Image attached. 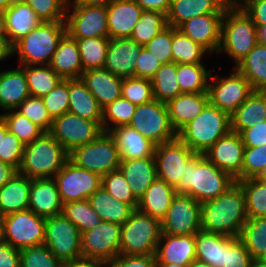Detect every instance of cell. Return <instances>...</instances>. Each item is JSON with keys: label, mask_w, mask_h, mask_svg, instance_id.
<instances>
[{"label": "cell", "mask_w": 266, "mask_h": 267, "mask_svg": "<svg viewBox=\"0 0 266 267\" xmlns=\"http://www.w3.org/2000/svg\"><path fill=\"white\" fill-rule=\"evenodd\" d=\"M201 231L239 237L248 219L245 196L235 182L219 197L201 203Z\"/></svg>", "instance_id": "obj_1"}, {"label": "cell", "mask_w": 266, "mask_h": 267, "mask_svg": "<svg viewBox=\"0 0 266 267\" xmlns=\"http://www.w3.org/2000/svg\"><path fill=\"white\" fill-rule=\"evenodd\" d=\"M236 181L217 168L204 154H195L186 164L183 176L175 188L176 194H186L200 204L215 199Z\"/></svg>", "instance_id": "obj_2"}, {"label": "cell", "mask_w": 266, "mask_h": 267, "mask_svg": "<svg viewBox=\"0 0 266 267\" xmlns=\"http://www.w3.org/2000/svg\"><path fill=\"white\" fill-rule=\"evenodd\" d=\"M230 131L231 115L209 103L177 133V137L193 152L204 154L219 138Z\"/></svg>", "instance_id": "obj_3"}, {"label": "cell", "mask_w": 266, "mask_h": 267, "mask_svg": "<svg viewBox=\"0 0 266 267\" xmlns=\"http://www.w3.org/2000/svg\"><path fill=\"white\" fill-rule=\"evenodd\" d=\"M69 159V153L49 133L24 147L21 166L18 170L28 178H54Z\"/></svg>", "instance_id": "obj_4"}, {"label": "cell", "mask_w": 266, "mask_h": 267, "mask_svg": "<svg viewBox=\"0 0 266 267\" xmlns=\"http://www.w3.org/2000/svg\"><path fill=\"white\" fill-rule=\"evenodd\" d=\"M65 33V21L42 22L12 46V55H18L19 66L49 65Z\"/></svg>", "instance_id": "obj_5"}, {"label": "cell", "mask_w": 266, "mask_h": 267, "mask_svg": "<svg viewBox=\"0 0 266 267\" xmlns=\"http://www.w3.org/2000/svg\"><path fill=\"white\" fill-rule=\"evenodd\" d=\"M256 44L257 30L252 19L240 6L228 7L222 18L218 55L223 52L228 54L235 61V67Z\"/></svg>", "instance_id": "obj_6"}, {"label": "cell", "mask_w": 266, "mask_h": 267, "mask_svg": "<svg viewBox=\"0 0 266 267\" xmlns=\"http://www.w3.org/2000/svg\"><path fill=\"white\" fill-rule=\"evenodd\" d=\"M161 235V221L136 209L121 225L119 254L155 255Z\"/></svg>", "instance_id": "obj_7"}, {"label": "cell", "mask_w": 266, "mask_h": 267, "mask_svg": "<svg viewBox=\"0 0 266 267\" xmlns=\"http://www.w3.org/2000/svg\"><path fill=\"white\" fill-rule=\"evenodd\" d=\"M69 159L78 167L101 177L119 170L121 160L114 137L105 131L90 143L76 147L69 153Z\"/></svg>", "instance_id": "obj_8"}, {"label": "cell", "mask_w": 266, "mask_h": 267, "mask_svg": "<svg viewBox=\"0 0 266 267\" xmlns=\"http://www.w3.org/2000/svg\"><path fill=\"white\" fill-rule=\"evenodd\" d=\"M128 126L138 131L155 146L177 138V133L169 120L167 104L155 99L137 106Z\"/></svg>", "instance_id": "obj_9"}, {"label": "cell", "mask_w": 266, "mask_h": 267, "mask_svg": "<svg viewBox=\"0 0 266 267\" xmlns=\"http://www.w3.org/2000/svg\"><path fill=\"white\" fill-rule=\"evenodd\" d=\"M4 241L16 249L44 244L45 218L27 209L1 218Z\"/></svg>", "instance_id": "obj_10"}, {"label": "cell", "mask_w": 266, "mask_h": 267, "mask_svg": "<svg viewBox=\"0 0 266 267\" xmlns=\"http://www.w3.org/2000/svg\"><path fill=\"white\" fill-rule=\"evenodd\" d=\"M44 244L64 264L81 258V233L63 214L45 218Z\"/></svg>", "instance_id": "obj_11"}, {"label": "cell", "mask_w": 266, "mask_h": 267, "mask_svg": "<svg viewBox=\"0 0 266 267\" xmlns=\"http://www.w3.org/2000/svg\"><path fill=\"white\" fill-rule=\"evenodd\" d=\"M101 121L83 119L68 111L53 119L49 133L71 153L76 147L95 140L103 132Z\"/></svg>", "instance_id": "obj_12"}, {"label": "cell", "mask_w": 266, "mask_h": 267, "mask_svg": "<svg viewBox=\"0 0 266 267\" xmlns=\"http://www.w3.org/2000/svg\"><path fill=\"white\" fill-rule=\"evenodd\" d=\"M63 204L88 199L101 187L102 177L78 167L70 159L54 177Z\"/></svg>", "instance_id": "obj_13"}, {"label": "cell", "mask_w": 266, "mask_h": 267, "mask_svg": "<svg viewBox=\"0 0 266 267\" xmlns=\"http://www.w3.org/2000/svg\"><path fill=\"white\" fill-rule=\"evenodd\" d=\"M253 91L249 81L235 68L234 72L223 78L217 73L213 76L211 72L208 82L209 102L230 115Z\"/></svg>", "instance_id": "obj_14"}, {"label": "cell", "mask_w": 266, "mask_h": 267, "mask_svg": "<svg viewBox=\"0 0 266 267\" xmlns=\"http://www.w3.org/2000/svg\"><path fill=\"white\" fill-rule=\"evenodd\" d=\"M201 204L186 194H176L164 218L162 234L195 235L201 230Z\"/></svg>", "instance_id": "obj_15"}, {"label": "cell", "mask_w": 266, "mask_h": 267, "mask_svg": "<svg viewBox=\"0 0 266 267\" xmlns=\"http://www.w3.org/2000/svg\"><path fill=\"white\" fill-rule=\"evenodd\" d=\"M120 241L121 225L101 221L95 228L81 234V255L109 263L119 255Z\"/></svg>", "instance_id": "obj_16"}, {"label": "cell", "mask_w": 266, "mask_h": 267, "mask_svg": "<svg viewBox=\"0 0 266 267\" xmlns=\"http://www.w3.org/2000/svg\"><path fill=\"white\" fill-rule=\"evenodd\" d=\"M65 23L74 39L108 37L106 6H67Z\"/></svg>", "instance_id": "obj_17"}, {"label": "cell", "mask_w": 266, "mask_h": 267, "mask_svg": "<svg viewBox=\"0 0 266 267\" xmlns=\"http://www.w3.org/2000/svg\"><path fill=\"white\" fill-rule=\"evenodd\" d=\"M178 137L170 142L155 146L154 159L157 178L176 188L183 176L187 162L195 155Z\"/></svg>", "instance_id": "obj_18"}, {"label": "cell", "mask_w": 266, "mask_h": 267, "mask_svg": "<svg viewBox=\"0 0 266 267\" xmlns=\"http://www.w3.org/2000/svg\"><path fill=\"white\" fill-rule=\"evenodd\" d=\"M244 148L240 134L230 131L219 138L204 155L237 182L241 180Z\"/></svg>", "instance_id": "obj_19"}, {"label": "cell", "mask_w": 266, "mask_h": 267, "mask_svg": "<svg viewBox=\"0 0 266 267\" xmlns=\"http://www.w3.org/2000/svg\"><path fill=\"white\" fill-rule=\"evenodd\" d=\"M142 45L131 38H110L104 69L122 79L135 77Z\"/></svg>", "instance_id": "obj_20"}, {"label": "cell", "mask_w": 266, "mask_h": 267, "mask_svg": "<svg viewBox=\"0 0 266 267\" xmlns=\"http://www.w3.org/2000/svg\"><path fill=\"white\" fill-rule=\"evenodd\" d=\"M224 14H205L182 23L178 29L201 45L210 54L218 53Z\"/></svg>", "instance_id": "obj_21"}, {"label": "cell", "mask_w": 266, "mask_h": 267, "mask_svg": "<svg viewBox=\"0 0 266 267\" xmlns=\"http://www.w3.org/2000/svg\"><path fill=\"white\" fill-rule=\"evenodd\" d=\"M28 209L43 218L62 214L63 203L54 178L31 179Z\"/></svg>", "instance_id": "obj_22"}, {"label": "cell", "mask_w": 266, "mask_h": 267, "mask_svg": "<svg viewBox=\"0 0 266 267\" xmlns=\"http://www.w3.org/2000/svg\"><path fill=\"white\" fill-rule=\"evenodd\" d=\"M155 258L156 263L188 266L196 259L195 235L162 234Z\"/></svg>", "instance_id": "obj_23"}, {"label": "cell", "mask_w": 266, "mask_h": 267, "mask_svg": "<svg viewBox=\"0 0 266 267\" xmlns=\"http://www.w3.org/2000/svg\"><path fill=\"white\" fill-rule=\"evenodd\" d=\"M106 7L108 38H130L143 9L134 0H113Z\"/></svg>", "instance_id": "obj_24"}, {"label": "cell", "mask_w": 266, "mask_h": 267, "mask_svg": "<svg viewBox=\"0 0 266 267\" xmlns=\"http://www.w3.org/2000/svg\"><path fill=\"white\" fill-rule=\"evenodd\" d=\"M119 170L124 175L134 197L139 200L157 179L154 156L138 159H121Z\"/></svg>", "instance_id": "obj_25"}, {"label": "cell", "mask_w": 266, "mask_h": 267, "mask_svg": "<svg viewBox=\"0 0 266 267\" xmlns=\"http://www.w3.org/2000/svg\"><path fill=\"white\" fill-rule=\"evenodd\" d=\"M80 78L102 109L121 97L123 79L104 68L83 71Z\"/></svg>", "instance_id": "obj_26"}, {"label": "cell", "mask_w": 266, "mask_h": 267, "mask_svg": "<svg viewBox=\"0 0 266 267\" xmlns=\"http://www.w3.org/2000/svg\"><path fill=\"white\" fill-rule=\"evenodd\" d=\"M208 92L182 93L167 103L169 120L178 133L209 104Z\"/></svg>", "instance_id": "obj_27"}, {"label": "cell", "mask_w": 266, "mask_h": 267, "mask_svg": "<svg viewBox=\"0 0 266 267\" xmlns=\"http://www.w3.org/2000/svg\"><path fill=\"white\" fill-rule=\"evenodd\" d=\"M228 7L221 0H171L167 26L178 28L185 21L205 14H224Z\"/></svg>", "instance_id": "obj_28"}, {"label": "cell", "mask_w": 266, "mask_h": 267, "mask_svg": "<svg viewBox=\"0 0 266 267\" xmlns=\"http://www.w3.org/2000/svg\"><path fill=\"white\" fill-rule=\"evenodd\" d=\"M49 66L64 80L81 77L84 70L78 45L67 32L60 39Z\"/></svg>", "instance_id": "obj_29"}, {"label": "cell", "mask_w": 266, "mask_h": 267, "mask_svg": "<svg viewBox=\"0 0 266 267\" xmlns=\"http://www.w3.org/2000/svg\"><path fill=\"white\" fill-rule=\"evenodd\" d=\"M29 96L27 78L20 66L0 71V108L4 112L15 110Z\"/></svg>", "instance_id": "obj_30"}, {"label": "cell", "mask_w": 266, "mask_h": 267, "mask_svg": "<svg viewBox=\"0 0 266 267\" xmlns=\"http://www.w3.org/2000/svg\"><path fill=\"white\" fill-rule=\"evenodd\" d=\"M31 178L16 172L0 188V218L28 209Z\"/></svg>", "instance_id": "obj_31"}, {"label": "cell", "mask_w": 266, "mask_h": 267, "mask_svg": "<svg viewBox=\"0 0 266 267\" xmlns=\"http://www.w3.org/2000/svg\"><path fill=\"white\" fill-rule=\"evenodd\" d=\"M7 38L11 46L42 23L32 8L25 2L10 5L4 11Z\"/></svg>", "instance_id": "obj_32"}, {"label": "cell", "mask_w": 266, "mask_h": 267, "mask_svg": "<svg viewBox=\"0 0 266 267\" xmlns=\"http://www.w3.org/2000/svg\"><path fill=\"white\" fill-rule=\"evenodd\" d=\"M119 150L120 159L154 156L155 145L130 126H119L110 131Z\"/></svg>", "instance_id": "obj_33"}, {"label": "cell", "mask_w": 266, "mask_h": 267, "mask_svg": "<svg viewBox=\"0 0 266 267\" xmlns=\"http://www.w3.org/2000/svg\"><path fill=\"white\" fill-rule=\"evenodd\" d=\"M175 195V188L157 178L138 200L137 210L161 221Z\"/></svg>", "instance_id": "obj_34"}, {"label": "cell", "mask_w": 266, "mask_h": 267, "mask_svg": "<svg viewBox=\"0 0 266 267\" xmlns=\"http://www.w3.org/2000/svg\"><path fill=\"white\" fill-rule=\"evenodd\" d=\"M87 200L101 221L122 225L135 211L129 204L119 201L110 195L102 186Z\"/></svg>", "instance_id": "obj_35"}, {"label": "cell", "mask_w": 266, "mask_h": 267, "mask_svg": "<svg viewBox=\"0 0 266 267\" xmlns=\"http://www.w3.org/2000/svg\"><path fill=\"white\" fill-rule=\"evenodd\" d=\"M266 120V99L261 91H253L231 114V131L240 134L257 122Z\"/></svg>", "instance_id": "obj_36"}, {"label": "cell", "mask_w": 266, "mask_h": 267, "mask_svg": "<svg viewBox=\"0 0 266 267\" xmlns=\"http://www.w3.org/2000/svg\"><path fill=\"white\" fill-rule=\"evenodd\" d=\"M69 112L87 120H102V108L81 78L69 79Z\"/></svg>", "instance_id": "obj_37"}, {"label": "cell", "mask_w": 266, "mask_h": 267, "mask_svg": "<svg viewBox=\"0 0 266 267\" xmlns=\"http://www.w3.org/2000/svg\"><path fill=\"white\" fill-rule=\"evenodd\" d=\"M234 68L249 81L253 90L266 89V45L257 43Z\"/></svg>", "instance_id": "obj_38"}, {"label": "cell", "mask_w": 266, "mask_h": 267, "mask_svg": "<svg viewBox=\"0 0 266 267\" xmlns=\"http://www.w3.org/2000/svg\"><path fill=\"white\" fill-rule=\"evenodd\" d=\"M196 260L211 267H224L225 236L198 231L195 234Z\"/></svg>", "instance_id": "obj_39"}, {"label": "cell", "mask_w": 266, "mask_h": 267, "mask_svg": "<svg viewBox=\"0 0 266 267\" xmlns=\"http://www.w3.org/2000/svg\"><path fill=\"white\" fill-rule=\"evenodd\" d=\"M20 67L25 72L31 96L42 98L62 80L49 65H27Z\"/></svg>", "instance_id": "obj_40"}, {"label": "cell", "mask_w": 266, "mask_h": 267, "mask_svg": "<svg viewBox=\"0 0 266 267\" xmlns=\"http://www.w3.org/2000/svg\"><path fill=\"white\" fill-rule=\"evenodd\" d=\"M172 62L176 64H198L209 53L178 28L172 27Z\"/></svg>", "instance_id": "obj_41"}, {"label": "cell", "mask_w": 266, "mask_h": 267, "mask_svg": "<svg viewBox=\"0 0 266 267\" xmlns=\"http://www.w3.org/2000/svg\"><path fill=\"white\" fill-rule=\"evenodd\" d=\"M211 70L202 63L177 64L176 78L182 93L208 92Z\"/></svg>", "instance_id": "obj_42"}, {"label": "cell", "mask_w": 266, "mask_h": 267, "mask_svg": "<svg viewBox=\"0 0 266 267\" xmlns=\"http://www.w3.org/2000/svg\"><path fill=\"white\" fill-rule=\"evenodd\" d=\"M177 64L174 62L162 64L151 79L154 99L167 104L176 96L182 94L176 78Z\"/></svg>", "instance_id": "obj_43"}, {"label": "cell", "mask_w": 266, "mask_h": 267, "mask_svg": "<svg viewBox=\"0 0 266 267\" xmlns=\"http://www.w3.org/2000/svg\"><path fill=\"white\" fill-rule=\"evenodd\" d=\"M109 41L108 37L76 39L84 71L104 67Z\"/></svg>", "instance_id": "obj_44"}, {"label": "cell", "mask_w": 266, "mask_h": 267, "mask_svg": "<svg viewBox=\"0 0 266 267\" xmlns=\"http://www.w3.org/2000/svg\"><path fill=\"white\" fill-rule=\"evenodd\" d=\"M237 182L244 192L248 218L266 217V180L254 177Z\"/></svg>", "instance_id": "obj_45"}, {"label": "cell", "mask_w": 266, "mask_h": 267, "mask_svg": "<svg viewBox=\"0 0 266 267\" xmlns=\"http://www.w3.org/2000/svg\"><path fill=\"white\" fill-rule=\"evenodd\" d=\"M166 27L167 21L165 14L157 11L143 10L130 38L139 45L144 46Z\"/></svg>", "instance_id": "obj_46"}, {"label": "cell", "mask_w": 266, "mask_h": 267, "mask_svg": "<svg viewBox=\"0 0 266 267\" xmlns=\"http://www.w3.org/2000/svg\"><path fill=\"white\" fill-rule=\"evenodd\" d=\"M239 239L253 259H257L266 250V217L248 218Z\"/></svg>", "instance_id": "obj_47"}, {"label": "cell", "mask_w": 266, "mask_h": 267, "mask_svg": "<svg viewBox=\"0 0 266 267\" xmlns=\"http://www.w3.org/2000/svg\"><path fill=\"white\" fill-rule=\"evenodd\" d=\"M136 107L137 106L123 97H120L105 106L102 109V130L105 132H110L116 127L129 125ZM109 122L112 123L111 126Z\"/></svg>", "instance_id": "obj_48"}, {"label": "cell", "mask_w": 266, "mask_h": 267, "mask_svg": "<svg viewBox=\"0 0 266 267\" xmlns=\"http://www.w3.org/2000/svg\"><path fill=\"white\" fill-rule=\"evenodd\" d=\"M62 214L78 228L81 234L95 228L101 222L87 199L63 204Z\"/></svg>", "instance_id": "obj_49"}, {"label": "cell", "mask_w": 266, "mask_h": 267, "mask_svg": "<svg viewBox=\"0 0 266 267\" xmlns=\"http://www.w3.org/2000/svg\"><path fill=\"white\" fill-rule=\"evenodd\" d=\"M0 115L5 120L8 130L25 145L36 140L44 133L39 126L16 110H8Z\"/></svg>", "instance_id": "obj_50"}, {"label": "cell", "mask_w": 266, "mask_h": 267, "mask_svg": "<svg viewBox=\"0 0 266 267\" xmlns=\"http://www.w3.org/2000/svg\"><path fill=\"white\" fill-rule=\"evenodd\" d=\"M121 97L129 100L135 106L153 101L154 94L151 80L139 77L124 78Z\"/></svg>", "instance_id": "obj_51"}, {"label": "cell", "mask_w": 266, "mask_h": 267, "mask_svg": "<svg viewBox=\"0 0 266 267\" xmlns=\"http://www.w3.org/2000/svg\"><path fill=\"white\" fill-rule=\"evenodd\" d=\"M101 186L117 200L129 204L135 210L137 209L138 200L132 194L131 188L120 170L103 175Z\"/></svg>", "instance_id": "obj_52"}, {"label": "cell", "mask_w": 266, "mask_h": 267, "mask_svg": "<svg viewBox=\"0 0 266 267\" xmlns=\"http://www.w3.org/2000/svg\"><path fill=\"white\" fill-rule=\"evenodd\" d=\"M20 267H64L45 244L20 250Z\"/></svg>", "instance_id": "obj_53"}, {"label": "cell", "mask_w": 266, "mask_h": 267, "mask_svg": "<svg viewBox=\"0 0 266 267\" xmlns=\"http://www.w3.org/2000/svg\"><path fill=\"white\" fill-rule=\"evenodd\" d=\"M15 110L39 126L44 132L51 130L53 119L48 114L42 98L30 95Z\"/></svg>", "instance_id": "obj_54"}, {"label": "cell", "mask_w": 266, "mask_h": 267, "mask_svg": "<svg viewBox=\"0 0 266 267\" xmlns=\"http://www.w3.org/2000/svg\"><path fill=\"white\" fill-rule=\"evenodd\" d=\"M42 22L65 21L68 0H24Z\"/></svg>", "instance_id": "obj_55"}, {"label": "cell", "mask_w": 266, "mask_h": 267, "mask_svg": "<svg viewBox=\"0 0 266 267\" xmlns=\"http://www.w3.org/2000/svg\"><path fill=\"white\" fill-rule=\"evenodd\" d=\"M48 114L52 119L68 112L69 79H62L54 89L42 97Z\"/></svg>", "instance_id": "obj_56"}, {"label": "cell", "mask_w": 266, "mask_h": 267, "mask_svg": "<svg viewBox=\"0 0 266 267\" xmlns=\"http://www.w3.org/2000/svg\"><path fill=\"white\" fill-rule=\"evenodd\" d=\"M252 256L239 237L225 236L224 267H250Z\"/></svg>", "instance_id": "obj_57"}, {"label": "cell", "mask_w": 266, "mask_h": 267, "mask_svg": "<svg viewBox=\"0 0 266 267\" xmlns=\"http://www.w3.org/2000/svg\"><path fill=\"white\" fill-rule=\"evenodd\" d=\"M266 165V144L259 147H245L241 180L256 177Z\"/></svg>", "instance_id": "obj_58"}, {"label": "cell", "mask_w": 266, "mask_h": 267, "mask_svg": "<svg viewBox=\"0 0 266 267\" xmlns=\"http://www.w3.org/2000/svg\"><path fill=\"white\" fill-rule=\"evenodd\" d=\"M172 27L167 26L143 47L150 51L162 64L172 62Z\"/></svg>", "instance_id": "obj_59"}, {"label": "cell", "mask_w": 266, "mask_h": 267, "mask_svg": "<svg viewBox=\"0 0 266 267\" xmlns=\"http://www.w3.org/2000/svg\"><path fill=\"white\" fill-rule=\"evenodd\" d=\"M24 147L25 144L8 130L3 138L0 161L11 165L18 171L22 163Z\"/></svg>", "instance_id": "obj_60"}, {"label": "cell", "mask_w": 266, "mask_h": 267, "mask_svg": "<svg viewBox=\"0 0 266 267\" xmlns=\"http://www.w3.org/2000/svg\"><path fill=\"white\" fill-rule=\"evenodd\" d=\"M162 63L146 48L142 47L137 58L135 77L151 80Z\"/></svg>", "instance_id": "obj_61"}, {"label": "cell", "mask_w": 266, "mask_h": 267, "mask_svg": "<svg viewBox=\"0 0 266 267\" xmlns=\"http://www.w3.org/2000/svg\"><path fill=\"white\" fill-rule=\"evenodd\" d=\"M109 267H156L155 255H122L119 254Z\"/></svg>", "instance_id": "obj_62"}, {"label": "cell", "mask_w": 266, "mask_h": 267, "mask_svg": "<svg viewBox=\"0 0 266 267\" xmlns=\"http://www.w3.org/2000/svg\"><path fill=\"white\" fill-rule=\"evenodd\" d=\"M244 147H259L266 144V120L257 122L240 133Z\"/></svg>", "instance_id": "obj_63"}, {"label": "cell", "mask_w": 266, "mask_h": 267, "mask_svg": "<svg viewBox=\"0 0 266 267\" xmlns=\"http://www.w3.org/2000/svg\"><path fill=\"white\" fill-rule=\"evenodd\" d=\"M240 7L256 26L266 25V0H242Z\"/></svg>", "instance_id": "obj_64"}, {"label": "cell", "mask_w": 266, "mask_h": 267, "mask_svg": "<svg viewBox=\"0 0 266 267\" xmlns=\"http://www.w3.org/2000/svg\"><path fill=\"white\" fill-rule=\"evenodd\" d=\"M0 267H20V250L5 241L0 243Z\"/></svg>", "instance_id": "obj_65"}, {"label": "cell", "mask_w": 266, "mask_h": 267, "mask_svg": "<svg viewBox=\"0 0 266 267\" xmlns=\"http://www.w3.org/2000/svg\"><path fill=\"white\" fill-rule=\"evenodd\" d=\"M143 10L157 11L167 15L171 0H134Z\"/></svg>", "instance_id": "obj_66"}, {"label": "cell", "mask_w": 266, "mask_h": 267, "mask_svg": "<svg viewBox=\"0 0 266 267\" xmlns=\"http://www.w3.org/2000/svg\"><path fill=\"white\" fill-rule=\"evenodd\" d=\"M64 267H109V263L98 259L78 258L67 262Z\"/></svg>", "instance_id": "obj_67"}, {"label": "cell", "mask_w": 266, "mask_h": 267, "mask_svg": "<svg viewBox=\"0 0 266 267\" xmlns=\"http://www.w3.org/2000/svg\"><path fill=\"white\" fill-rule=\"evenodd\" d=\"M18 172L11 165L0 161V188H2Z\"/></svg>", "instance_id": "obj_68"}, {"label": "cell", "mask_w": 266, "mask_h": 267, "mask_svg": "<svg viewBox=\"0 0 266 267\" xmlns=\"http://www.w3.org/2000/svg\"><path fill=\"white\" fill-rule=\"evenodd\" d=\"M113 0H68L67 6H108ZM73 2V3H72Z\"/></svg>", "instance_id": "obj_69"}, {"label": "cell", "mask_w": 266, "mask_h": 267, "mask_svg": "<svg viewBox=\"0 0 266 267\" xmlns=\"http://www.w3.org/2000/svg\"><path fill=\"white\" fill-rule=\"evenodd\" d=\"M12 56V46L8 42V38H0V61Z\"/></svg>", "instance_id": "obj_70"}, {"label": "cell", "mask_w": 266, "mask_h": 267, "mask_svg": "<svg viewBox=\"0 0 266 267\" xmlns=\"http://www.w3.org/2000/svg\"><path fill=\"white\" fill-rule=\"evenodd\" d=\"M7 131H8L7 124L3 119V117L0 115V156H2L3 138L5 137Z\"/></svg>", "instance_id": "obj_71"}, {"label": "cell", "mask_w": 266, "mask_h": 267, "mask_svg": "<svg viewBox=\"0 0 266 267\" xmlns=\"http://www.w3.org/2000/svg\"><path fill=\"white\" fill-rule=\"evenodd\" d=\"M257 30V43L266 45V25L256 26Z\"/></svg>", "instance_id": "obj_72"}, {"label": "cell", "mask_w": 266, "mask_h": 267, "mask_svg": "<svg viewBox=\"0 0 266 267\" xmlns=\"http://www.w3.org/2000/svg\"><path fill=\"white\" fill-rule=\"evenodd\" d=\"M0 38H7V28L4 11H0Z\"/></svg>", "instance_id": "obj_73"}, {"label": "cell", "mask_w": 266, "mask_h": 267, "mask_svg": "<svg viewBox=\"0 0 266 267\" xmlns=\"http://www.w3.org/2000/svg\"><path fill=\"white\" fill-rule=\"evenodd\" d=\"M227 7H238L242 0H221Z\"/></svg>", "instance_id": "obj_74"}, {"label": "cell", "mask_w": 266, "mask_h": 267, "mask_svg": "<svg viewBox=\"0 0 266 267\" xmlns=\"http://www.w3.org/2000/svg\"><path fill=\"white\" fill-rule=\"evenodd\" d=\"M187 267H211V266L195 259Z\"/></svg>", "instance_id": "obj_75"}, {"label": "cell", "mask_w": 266, "mask_h": 267, "mask_svg": "<svg viewBox=\"0 0 266 267\" xmlns=\"http://www.w3.org/2000/svg\"><path fill=\"white\" fill-rule=\"evenodd\" d=\"M156 267H187V266L171 264V263H156Z\"/></svg>", "instance_id": "obj_76"}, {"label": "cell", "mask_w": 266, "mask_h": 267, "mask_svg": "<svg viewBox=\"0 0 266 267\" xmlns=\"http://www.w3.org/2000/svg\"><path fill=\"white\" fill-rule=\"evenodd\" d=\"M250 267H266V264L259 261L258 259H253Z\"/></svg>", "instance_id": "obj_77"}, {"label": "cell", "mask_w": 266, "mask_h": 267, "mask_svg": "<svg viewBox=\"0 0 266 267\" xmlns=\"http://www.w3.org/2000/svg\"><path fill=\"white\" fill-rule=\"evenodd\" d=\"M255 178L261 179V180H266V165L263 167L261 172Z\"/></svg>", "instance_id": "obj_78"}, {"label": "cell", "mask_w": 266, "mask_h": 267, "mask_svg": "<svg viewBox=\"0 0 266 267\" xmlns=\"http://www.w3.org/2000/svg\"><path fill=\"white\" fill-rule=\"evenodd\" d=\"M9 6L8 0H0V11H5Z\"/></svg>", "instance_id": "obj_79"}, {"label": "cell", "mask_w": 266, "mask_h": 267, "mask_svg": "<svg viewBox=\"0 0 266 267\" xmlns=\"http://www.w3.org/2000/svg\"><path fill=\"white\" fill-rule=\"evenodd\" d=\"M257 259L266 264V250Z\"/></svg>", "instance_id": "obj_80"}]
</instances>
